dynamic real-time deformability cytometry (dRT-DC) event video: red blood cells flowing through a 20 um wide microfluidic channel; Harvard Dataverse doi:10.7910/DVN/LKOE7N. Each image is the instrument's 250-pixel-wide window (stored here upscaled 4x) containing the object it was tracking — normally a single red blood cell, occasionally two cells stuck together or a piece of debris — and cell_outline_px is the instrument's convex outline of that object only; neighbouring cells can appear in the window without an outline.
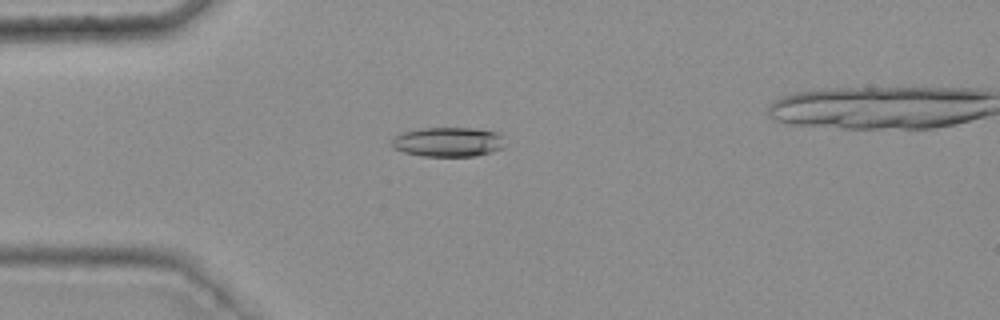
{"species": "common noctule bat (a hibernating species)", "species_latin": "Nyctalus noctula", "temperature_condition": "warm", "stored_images_in_passage": 37, "camera_frame_rate_fps": 3000, "um_per_image_px": 0.085, "animal": {"sex": "female", "body_mass_g": 25.1}, "frame": {"image": 1, "passage_image": 4, "time_ms": 1.0, "image_size_px": [1000, 320], "cell_outline_px": [[504, 148], [492, 152], [476, 156], [420, 156], [404, 152], [392, 148], [388, 144], [400, 132], [420, 128], [472, 128], [500, 132], [504, 144]], "centroid_in_image_um": [38.07, 12.06], "position_along_channel_um": 46.9, "area_um2": 19.83}}
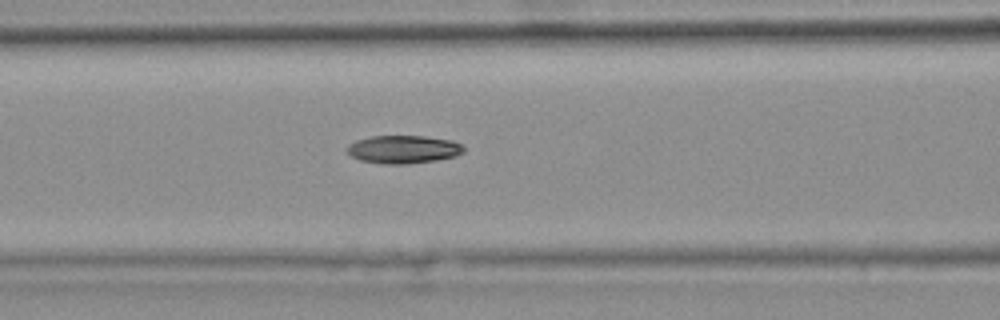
{"frame": {"image": 2, "passage_image": 12, "time_ms": 3.667, "image_size_px": [1000, 320], "cell_outline_px": [[464, 152], [456, 156], [436, 160], [408, 164], [380, 164], [360, 160], [352, 156], [344, 148], [348, 144], [356, 140], [372, 136], [424, 136], [452, 140], [460, 144], [464, 148]], "centroid_in_image_um": [34.26, 12.7], "position_along_channel_um": 132.3, "area_um2": 19.19}}
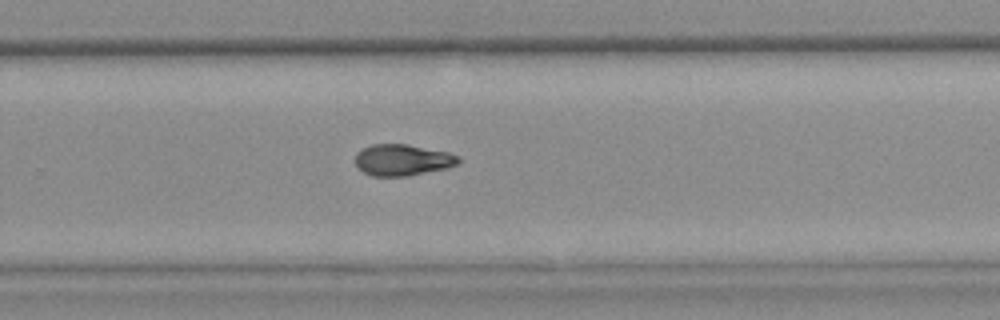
{"frame": {"image": 3, "passage_image": 25, "time_ms": 8.0, "image_size_px": [1000, 320], "cell_outline_px": [[460, 160], [456, 164], [448, 168], [408, 176], [372, 176], [364, 172], [356, 164], [356, 152], [360, 148], [372, 144], [408, 144], [448, 152], [460, 156]], "centroid_in_image_um": [34.21, 13.59], "position_along_channel_um": 295.6, "area_um2": 18.96}, "authors_computed_cell_mechanics": {"area_um2": 19.2474, "velocity_mm_per_s": 3.7747, "shape_relaxation_time_tau1_ms": 6.8016, "shape_relaxation_time_tau2_ms": 6.4517, "deformation_change_tau1": 0.1775, "deformation_change_tau2": 0.1246}}